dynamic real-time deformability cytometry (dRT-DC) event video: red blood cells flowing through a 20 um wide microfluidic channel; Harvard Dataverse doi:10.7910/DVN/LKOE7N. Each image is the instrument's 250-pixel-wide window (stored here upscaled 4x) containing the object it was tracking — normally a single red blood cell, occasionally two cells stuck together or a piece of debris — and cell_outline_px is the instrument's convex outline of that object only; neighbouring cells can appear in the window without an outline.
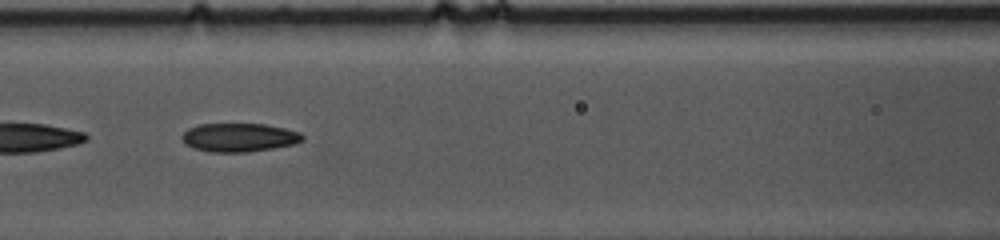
{"species": "common noctule bat (a hibernating species)", "species_latin": "Nyctalus noctula", "temperature_condition": "cold", "stored_images_in_passage": 34, "camera_frame_rate_fps": 3000, "um_per_image_px": 0.085, "animal": {"sex": "female", "body_mass_g": 10.0, "forearm_length_mm": 53.1}, "frame": {"image": 1, "passage_image": 21, "time_ms": 6.667, "image_size_px": [1000, 240], "cell_outline_px": [[304, 140], [296, 144], [248, 152], [212, 152], [192, 148], [180, 136], [188, 128], [200, 124], [264, 124], [284, 128], [300, 132], [304, 136]], "centroid_in_image_um": [20.35, 11.68], "position_along_channel_um": 146.2, "area_um2": 20.06}}
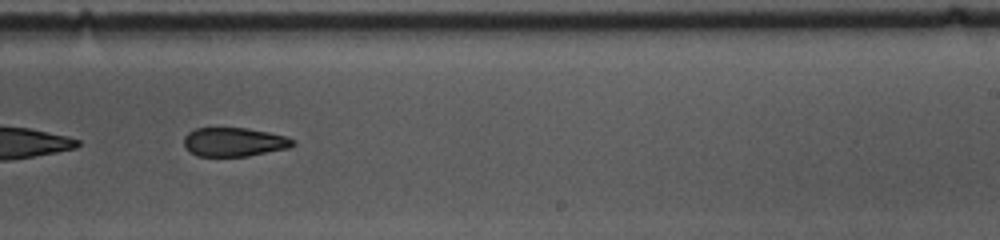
{"frame": {"image": 2, "passage_image": 31, "time_ms": 10.0, "image_size_px": [1000, 240], "cell_outline_px": [[296, 144], [288, 148], [248, 156], [196, 156], [188, 152], [184, 144], [184, 136], [188, 132], [196, 128], [248, 128], [288, 136], [296, 140]], "centroid_in_image_um": [19.91, 12.07], "position_along_channel_um": 269.1, "area_um2": 18.55}}